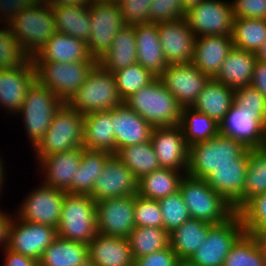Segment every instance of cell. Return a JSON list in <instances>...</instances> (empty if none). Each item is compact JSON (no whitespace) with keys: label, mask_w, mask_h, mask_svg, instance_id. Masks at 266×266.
Returning <instances> with one entry per match:
<instances>
[{"label":"cell","mask_w":266,"mask_h":266,"mask_svg":"<svg viewBox=\"0 0 266 266\" xmlns=\"http://www.w3.org/2000/svg\"><path fill=\"white\" fill-rule=\"evenodd\" d=\"M4 253L3 266H39L38 261L24 256L18 252H14L8 248L2 251Z\"/></svg>","instance_id":"obj_54"},{"label":"cell","mask_w":266,"mask_h":266,"mask_svg":"<svg viewBox=\"0 0 266 266\" xmlns=\"http://www.w3.org/2000/svg\"><path fill=\"white\" fill-rule=\"evenodd\" d=\"M149 22H170L185 17L182 0H152L148 9Z\"/></svg>","instance_id":"obj_49"},{"label":"cell","mask_w":266,"mask_h":266,"mask_svg":"<svg viewBox=\"0 0 266 266\" xmlns=\"http://www.w3.org/2000/svg\"><path fill=\"white\" fill-rule=\"evenodd\" d=\"M67 103L84 116L111 110L124 101L119 95L114 74L98 63Z\"/></svg>","instance_id":"obj_5"},{"label":"cell","mask_w":266,"mask_h":266,"mask_svg":"<svg viewBox=\"0 0 266 266\" xmlns=\"http://www.w3.org/2000/svg\"><path fill=\"white\" fill-rule=\"evenodd\" d=\"M250 85L256 88L266 99V63L256 61Z\"/></svg>","instance_id":"obj_55"},{"label":"cell","mask_w":266,"mask_h":266,"mask_svg":"<svg viewBox=\"0 0 266 266\" xmlns=\"http://www.w3.org/2000/svg\"><path fill=\"white\" fill-rule=\"evenodd\" d=\"M1 17L29 59L57 32L52 8L42 0H5Z\"/></svg>","instance_id":"obj_1"},{"label":"cell","mask_w":266,"mask_h":266,"mask_svg":"<svg viewBox=\"0 0 266 266\" xmlns=\"http://www.w3.org/2000/svg\"><path fill=\"white\" fill-rule=\"evenodd\" d=\"M231 38L234 47L256 54L266 40V20L234 18Z\"/></svg>","instance_id":"obj_39"},{"label":"cell","mask_w":266,"mask_h":266,"mask_svg":"<svg viewBox=\"0 0 266 266\" xmlns=\"http://www.w3.org/2000/svg\"><path fill=\"white\" fill-rule=\"evenodd\" d=\"M91 59L87 43L65 33L56 32L32 61L69 63Z\"/></svg>","instance_id":"obj_27"},{"label":"cell","mask_w":266,"mask_h":266,"mask_svg":"<svg viewBox=\"0 0 266 266\" xmlns=\"http://www.w3.org/2000/svg\"><path fill=\"white\" fill-rule=\"evenodd\" d=\"M120 97L124 101L131 94L150 84L156 77L138 62L113 73Z\"/></svg>","instance_id":"obj_44"},{"label":"cell","mask_w":266,"mask_h":266,"mask_svg":"<svg viewBox=\"0 0 266 266\" xmlns=\"http://www.w3.org/2000/svg\"><path fill=\"white\" fill-rule=\"evenodd\" d=\"M81 266H97L93 262H91L89 259Z\"/></svg>","instance_id":"obj_64"},{"label":"cell","mask_w":266,"mask_h":266,"mask_svg":"<svg viewBox=\"0 0 266 266\" xmlns=\"http://www.w3.org/2000/svg\"><path fill=\"white\" fill-rule=\"evenodd\" d=\"M116 152L123 147L150 141L153 127L125 103L111 109Z\"/></svg>","instance_id":"obj_23"},{"label":"cell","mask_w":266,"mask_h":266,"mask_svg":"<svg viewBox=\"0 0 266 266\" xmlns=\"http://www.w3.org/2000/svg\"><path fill=\"white\" fill-rule=\"evenodd\" d=\"M82 147L88 150L116 153L111 110L84 115Z\"/></svg>","instance_id":"obj_30"},{"label":"cell","mask_w":266,"mask_h":266,"mask_svg":"<svg viewBox=\"0 0 266 266\" xmlns=\"http://www.w3.org/2000/svg\"><path fill=\"white\" fill-rule=\"evenodd\" d=\"M57 238V228L22 221L14 216L9 229L8 249L39 261L42 253Z\"/></svg>","instance_id":"obj_16"},{"label":"cell","mask_w":266,"mask_h":266,"mask_svg":"<svg viewBox=\"0 0 266 266\" xmlns=\"http://www.w3.org/2000/svg\"><path fill=\"white\" fill-rule=\"evenodd\" d=\"M185 19L196 37L231 35L234 15L229 0H203L186 12Z\"/></svg>","instance_id":"obj_14"},{"label":"cell","mask_w":266,"mask_h":266,"mask_svg":"<svg viewBox=\"0 0 266 266\" xmlns=\"http://www.w3.org/2000/svg\"><path fill=\"white\" fill-rule=\"evenodd\" d=\"M249 149L240 141L218 133L189 147L187 175L206 179L224 165H248Z\"/></svg>","instance_id":"obj_2"},{"label":"cell","mask_w":266,"mask_h":266,"mask_svg":"<svg viewBox=\"0 0 266 266\" xmlns=\"http://www.w3.org/2000/svg\"><path fill=\"white\" fill-rule=\"evenodd\" d=\"M233 102L244 110L266 111L265 97L251 85L235 89Z\"/></svg>","instance_id":"obj_51"},{"label":"cell","mask_w":266,"mask_h":266,"mask_svg":"<svg viewBox=\"0 0 266 266\" xmlns=\"http://www.w3.org/2000/svg\"><path fill=\"white\" fill-rule=\"evenodd\" d=\"M83 147L48 156H36L40 173L44 174L42 183L72 194V178L81 162Z\"/></svg>","instance_id":"obj_22"},{"label":"cell","mask_w":266,"mask_h":266,"mask_svg":"<svg viewBox=\"0 0 266 266\" xmlns=\"http://www.w3.org/2000/svg\"><path fill=\"white\" fill-rule=\"evenodd\" d=\"M1 8H2V2L0 1V12H1ZM0 15H1V13H0Z\"/></svg>","instance_id":"obj_65"},{"label":"cell","mask_w":266,"mask_h":266,"mask_svg":"<svg viewBox=\"0 0 266 266\" xmlns=\"http://www.w3.org/2000/svg\"><path fill=\"white\" fill-rule=\"evenodd\" d=\"M31 190L19 204L15 216L22 221L49 225L57 228L66 191L44 183Z\"/></svg>","instance_id":"obj_13"},{"label":"cell","mask_w":266,"mask_h":266,"mask_svg":"<svg viewBox=\"0 0 266 266\" xmlns=\"http://www.w3.org/2000/svg\"><path fill=\"white\" fill-rule=\"evenodd\" d=\"M91 21L90 39L87 43L89 55L97 60L110 49L113 39L126 26L118 4L91 0L89 3Z\"/></svg>","instance_id":"obj_10"},{"label":"cell","mask_w":266,"mask_h":266,"mask_svg":"<svg viewBox=\"0 0 266 266\" xmlns=\"http://www.w3.org/2000/svg\"><path fill=\"white\" fill-rule=\"evenodd\" d=\"M245 233L240 215L236 212L223 224L214 225L206 240L189 260L196 266H223L232 246Z\"/></svg>","instance_id":"obj_11"},{"label":"cell","mask_w":266,"mask_h":266,"mask_svg":"<svg viewBox=\"0 0 266 266\" xmlns=\"http://www.w3.org/2000/svg\"><path fill=\"white\" fill-rule=\"evenodd\" d=\"M35 80L32 59L16 68L0 70V105L7 111L5 113L13 116L20 111L27 90Z\"/></svg>","instance_id":"obj_21"},{"label":"cell","mask_w":266,"mask_h":266,"mask_svg":"<svg viewBox=\"0 0 266 266\" xmlns=\"http://www.w3.org/2000/svg\"><path fill=\"white\" fill-rule=\"evenodd\" d=\"M63 103L53 91L37 80L28 88L21 109L16 116H22L27 139L33 148L44 137L54 114Z\"/></svg>","instance_id":"obj_7"},{"label":"cell","mask_w":266,"mask_h":266,"mask_svg":"<svg viewBox=\"0 0 266 266\" xmlns=\"http://www.w3.org/2000/svg\"><path fill=\"white\" fill-rule=\"evenodd\" d=\"M115 156L118 157L138 179L145 174L161 168L150 141L120 148L115 153Z\"/></svg>","instance_id":"obj_40"},{"label":"cell","mask_w":266,"mask_h":266,"mask_svg":"<svg viewBox=\"0 0 266 266\" xmlns=\"http://www.w3.org/2000/svg\"><path fill=\"white\" fill-rule=\"evenodd\" d=\"M223 266H266V256L250 234L244 233L232 246Z\"/></svg>","instance_id":"obj_43"},{"label":"cell","mask_w":266,"mask_h":266,"mask_svg":"<svg viewBox=\"0 0 266 266\" xmlns=\"http://www.w3.org/2000/svg\"><path fill=\"white\" fill-rule=\"evenodd\" d=\"M45 3H48L50 6H61V5H88L91 0H42Z\"/></svg>","instance_id":"obj_58"},{"label":"cell","mask_w":266,"mask_h":266,"mask_svg":"<svg viewBox=\"0 0 266 266\" xmlns=\"http://www.w3.org/2000/svg\"><path fill=\"white\" fill-rule=\"evenodd\" d=\"M36 80L67 103L88 78L98 61L33 62Z\"/></svg>","instance_id":"obj_9"},{"label":"cell","mask_w":266,"mask_h":266,"mask_svg":"<svg viewBox=\"0 0 266 266\" xmlns=\"http://www.w3.org/2000/svg\"><path fill=\"white\" fill-rule=\"evenodd\" d=\"M203 0H182L183 9L187 12L190 8L198 5Z\"/></svg>","instance_id":"obj_61"},{"label":"cell","mask_w":266,"mask_h":266,"mask_svg":"<svg viewBox=\"0 0 266 266\" xmlns=\"http://www.w3.org/2000/svg\"><path fill=\"white\" fill-rule=\"evenodd\" d=\"M96 234L95 200L89 194L66 193L57 227L58 238L88 244Z\"/></svg>","instance_id":"obj_6"},{"label":"cell","mask_w":266,"mask_h":266,"mask_svg":"<svg viewBox=\"0 0 266 266\" xmlns=\"http://www.w3.org/2000/svg\"><path fill=\"white\" fill-rule=\"evenodd\" d=\"M256 58L258 61L266 63V40L263 42V44L257 51Z\"/></svg>","instance_id":"obj_60"},{"label":"cell","mask_w":266,"mask_h":266,"mask_svg":"<svg viewBox=\"0 0 266 266\" xmlns=\"http://www.w3.org/2000/svg\"><path fill=\"white\" fill-rule=\"evenodd\" d=\"M139 179L113 154L95 180L89 194L95 202L106 198H121L136 195Z\"/></svg>","instance_id":"obj_18"},{"label":"cell","mask_w":266,"mask_h":266,"mask_svg":"<svg viewBox=\"0 0 266 266\" xmlns=\"http://www.w3.org/2000/svg\"><path fill=\"white\" fill-rule=\"evenodd\" d=\"M150 142L162 168L187 174L189 146L179 125L153 128Z\"/></svg>","instance_id":"obj_19"},{"label":"cell","mask_w":266,"mask_h":266,"mask_svg":"<svg viewBox=\"0 0 266 266\" xmlns=\"http://www.w3.org/2000/svg\"><path fill=\"white\" fill-rule=\"evenodd\" d=\"M124 103L153 128L179 125L182 107L159 78L131 94Z\"/></svg>","instance_id":"obj_3"},{"label":"cell","mask_w":266,"mask_h":266,"mask_svg":"<svg viewBox=\"0 0 266 266\" xmlns=\"http://www.w3.org/2000/svg\"><path fill=\"white\" fill-rule=\"evenodd\" d=\"M233 47L231 35L196 37L192 63L202 73L214 78Z\"/></svg>","instance_id":"obj_24"},{"label":"cell","mask_w":266,"mask_h":266,"mask_svg":"<svg viewBox=\"0 0 266 266\" xmlns=\"http://www.w3.org/2000/svg\"><path fill=\"white\" fill-rule=\"evenodd\" d=\"M178 257L171 246L135 259L134 266H175Z\"/></svg>","instance_id":"obj_53"},{"label":"cell","mask_w":266,"mask_h":266,"mask_svg":"<svg viewBox=\"0 0 266 266\" xmlns=\"http://www.w3.org/2000/svg\"><path fill=\"white\" fill-rule=\"evenodd\" d=\"M83 117L64 102L54 114L44 137L33 148L35 156H48L82 147Z\"/></svg>","instance_id":"obj_8"},{"label":"cell","mask_w":266,"mask_h":266,"mask_svg":"<svg viewBox=\"0 0 266 266\" xmlns=\"http://www.w3.org/2000/svg\"><path fill=\"white\" fill-rule=\"evenodd\" d=\"M184 175L181 171L161 167L139 179L137 194L153 200L170 196L179 191Z\"/></svg>","instance_id":"obj_36"},{"label":"cell","mask_w":266,"mask_h":266,"mask_svg":"<svg viewBox=\"0 0 266 266\" xmlns=\"http://www.w3.org/2000/svg\"><path fill=\"white\" fill-rule=\"evenodd\" d=\"M179 126L189 147L198 142L210 140L219 133V123L191 107L181 109Z\"/></svg>","instance_id":"obj_38"},{"label":"cell","mask_w":266,"mask_h":266,"mask_svg":"<svg viewBox=\"0 0 266 266\" xmlns=\"http://www.w3.org/2000/svg\"><path fill=\"white\" fill-rule=\"evenodd\" d=\"M88 256L97 266H133L135 261L127 238L99 233L88 243Z\"/></svg>","instance_id":"obj_26"},{"label":"cell","mask_w":266,"mask_h":266,"mask_svg":"<svg viewBox=\"0 0 266 266\" xmlns=\"http://www.w3.org/2000/svg\"><path fill=\"white\" fill-rule=\"evenodd\" d=\"M159 79L183 108L193 105L211 78L190 62L168 64Z\"/></svg>","instance_id":"obj_17"},{"label":"cell","mask_w":266,"mask_h":266,"mask_svg":"<svg viewBox=\"0 0 266 266\" xmlns=\"http://www.w3.org/2000/svg\"><path fill=\"white\" fill-rule=\"evenodd\" d=\"M213 224L190 218L170 233V246L178 259H189L204 243Z\"/></svg>","instance_id":"obj_34"},{"label":"cell","mask_w":266,"mask_h":266,"mask_svg":"<svg viewBox=\"0 0 266 266\" xmlns=\"http://www.w3.org/2000/svg\"><path fill=\"white\" fill-rule=\"evenodd\" d=\"M134 203L135 195L96 202L97 233L127 238L135 228Z\"/></svg>","instance_id":"obj_15"},{"label":"cell","mask_w":266,"mask_h":266,"mask_svg":"<svg viewBox=\"0 0 266 266\" xmlns=\"http://www.w3.org/2000/svg\"><path fill=\"white\" fill-rule=\"evenodd\" d=\"M248 165L219 166L205 180L238 212L242 208V193Z\"/></svg>","instance_id":"obj_28"},{"label":"cell","mask_w":266,"mask_h":266,"mask_svg":"<svg viewBox=\"0 0 266 266\" xmlns=\"http://www.w3.org/2000/svg\"><path fill=\"white\" fill-rule=\"evenodd\" d=\"M135 227L163 228V217L158 200L135 195L134 203Z\"/></svg>","instance_id":"obj_47"},{"label":"cell","mask_w":266,"mask_h":266,"mask_svg":"<svg viewBox=\"0 0 266 266\" xmlns=\"http://www.w3.org/2000/svg\"><path fill=\"white\" fill-rule=\"evenodd\" d=\"M250 236L255 240L259 250L266 256V227L253 230Z\"/></svg>","instance_id":"obj_57"},{"label":"cell","mask_w":266,"mask_h":266,"mask_svg":"<svg viewBox=\"0 0 266 266\" xmlns=\"http://www.w3.org/2000/svg\"><path fill=\"white\" fill-rule=\"evenodd\" d=\"M0 15V70L16 68L24 64L29 58L23 53V50L11 32L9 24L2 19Z\"/></svg>","instance_id":"obj_46"},{"label":"cell","mask_w":266,"mask_h":266,"mask_svg":"<svg viewBox=\"0 0 266 266\" xmlns=\"http://www.w3.org/2000/svg\"><path fill=\"white\" fill-rule=\"evenodd\" d=\"M230 3L234 18L266 20V0H232Z\"/></svg>","instance_id":"obj_52"},{"label":"cell","mask_w":266,"mask_h":266,"mask_svg":"<svg viewBox=\"0 0 266 266\" xmlns=\"http://www.w3.org/2000/svg\"><path fill=\"white\" fill-rule=\"evenodd\" d=\"M112 155L107 151L83 149L81 162L72 178V194H90L95 180Z\"/></svg>","instance_id":"obj_37"},{"label":"cell","mask_w":266,"mask_h":266,"mask_svg":"<svg viewBox=\"0 0 266 266\" xmlns=\"http://www.w3.org/2000/svg\"><path fill=\"white\" fill-rule=\"evenodd\" d=\"M266 193V147L249 149L242 207L253 197Z\"/></svg>","instance_id":"obj_42"},{"label":"cell","mask_w":266,"mask_h":266,"mask_svg":"<svg viewBox=\"0 0 266 266\" xmlns=\"http://www.w3.org/2000/svg\"><path fill=\"white\" fill-rule=\"evenodd\" d=\"M157 31L167 64L190 63L196 36L184 18L157 23Z\"/></svg>","instance_id":"obj_20"},{"label":"cell","mask_w":266,"mask_h":266,"mask_svg":"<svg viewBox=\"0 0 266 266\" xmlns=\"http://www.w3.org/2000/svg\"><path fill=\"white\" fill-rule=\"evenodd\" d=\"M13 216L14 214L10 215L0 209V246H2V251L8 248L9 229Z\"/></svg>","instance_id":"obj_56"},{"label":"cell","mask_w":266,"mask_h":266,"mask_svg":"<svg viewBox=\"0 0 266 266\" xmlns=\"http://www.w3.org/2000/svg\"><path fill=\"white\" fill-rule=\"evenodd\" d=\"M163 217V229L169 234L190 219L182 194L177 191L158 200Z\"/></svg>","instance_id":"obj_45"},{"label":"cell","mask_w":266,"mask_h":266,"mask_svg":"<svg viewBox=\"0 0 266 266\" xmlns=\"http://www.w3.org/2000/svg\"><path fill=\"white\" fill-rule=\"evenodd\" d=\"M99 1L111 4H119L121 2V0H99Z\"/></svg>","instance_id":"obj_63"},{"label":"cell","mask_w":266,"mask_h":266,"mask_svg":"<svg viewBox=\"0 0 266 266\" xmlns=\"http://www.w3.org/2000/svg\"><path fill=\"white\" fill-rule=\"evenodd\" d=\"M175 266H196L189 259H178Z\"/></svg>","instance_id":"obj_62"},{"label":"cell","mask_w":266,"mask_h":266,"mask_svg":"<svg viewBox=\"0 0 266 266\" xmlns=\"http://www.w3.org/2000/svg\"><path fill=\"white\" fill-rule=\"evenodd\" d=\"M137 46V62L159 78L167 67L156 23L134 25Z\"/></svg>","instance_id":"obj_25"},{"label":"cell","mask_w":266,"mask_h":266,"mask_svg":"<svg viewBox=\"0 0 266 266\" xmlns=\"http://www.w3.org/2000/svg\"><path fill=\"white\" fill-rule=\"evenodd\" d=\"M51 8L57 32L65 33L88 43L91 30L89 4L51 6Z\"/></svg>","instance_id":"obj_32"},{"label":"cell","mask_w":266,"mask_h":266,"mask_svg":"<svg viewBox=\"0 0 266 266\" xmlns=\"http://www.w3.org/2000/svg\"><path fill=\"white\" fill-rule=\"evenodd\" d=\"M219 133L238 140L248 149L266 147V111L241 109L234 102L219 123Z\"/></svg>","instance_id":"obj_12"},{"label":"cell","mask_w":266,"mask_h":266,"mask_svg":"<svg viewBox=\"0 0 266 266\" xmlns=\"http://www.w3.org/2000/svg\"><path fill=\"white\" fill-rule=\"evenodd\" d=\"M256 61L255 53L233 46L213 79L234 90L248 86L253 78Z\"/></svg>","instance_id":"obj_29"},{"label":"cell","mask_w":266,"mask_h":266,"mask_svg":"<svg viewBox=\"0 0 266 266\" xmlns=\"http://www.w3.org/2000/svg\"><path fill=\"white\" fill-rule=\"evenodd\" d=\"M152 0H121L118 4L126 25L149 22L148 9Z\"/></svg>","instance_id":"obj_50"},{"label":"cell","mask_w":266,"mask_h":266,"mask_svg":"<svg viewBox=\"0 0 266 266\" xmlns=\"http://www.w3.org/2000/svg\"><path fill=\"white\" fill-rule=\"evenodd\" d=\"M89 259L88 244L55 239L42 253L39 266H81Z\"/></svg>","instance_id":"obj_35"},{"label":"cell","mask_w":266,"mask_h":266,"mask_svg":"<svg viewBox=\"0 0 266 266\" xmlns=\"http://www.w3.org/2000/svg\"><path fill=\"white\" fill-rule=\"evenodd\" d=\"M137 62L134 25H126L116 34L110 49L98 62L105 70L114 73Z\"/></svg>","instance_id":"obj_33"},{"label":"cell","mask_w":266,"mask_h":266,"mask_svg":"<svg viewBox=\"0 0 266 266\" xmlns=\"http://www.w3.org/2000/svg\"><path fill=\"white\" fill-rule=\"evenodd\" d=\"M233 93L234 89L211 78L191 108L220 123L233 103Z\"/></svg>","instance_id":"obj_31"},{"label":"cell","mask_w":266,"mask_h":266,"mask_svg":"<svg viewBox=\"0 0 266 266\" xmlns=\"http://www.w3.org/2000/svg\"><path fill=\"white\" fill-rule=\"evenodd\" d=\"M246 234L266 227V193L250 199L238 212Z\"/></svg>","instance_id":"obj_48"},{"label":"cell","mask_w":266,"mask_h":266,"mask_svg":"<svg viewBox=\"0 0 266 266\" xmlns=\"http://www.w3.org/2000/svg\"><path fill=\"white\" fill-rule=\"evenodd\" d=\"M5 170V164L4 161L2 159V157L0 156V197L2 195V190H3V186L5 187V176H6V171Z\"/></svg>","instance_id":"obj_59"},{"label":"cell","mask_w":266,"mask_h":266,"mask_svg":"<svg viewBox=\"0 0 266 266\" xmlns=\"http://www.w3.org/2000/svg\"><path fill=\"white\" fill-rule=\"evenodd\" d=\"M179 191L193 219L217 225L225 223L236 213L205 179L185 174L180 182Z\"/></svg>","instance_id":"obj_4"},{"label":"cell","mask_w":266,"mask_h":266,"mask_svg":"<svg viewBox=\"0 0 266 266\" xmlns=\"http://www.w3.org/2000/svg\"><path fill=\"white\" fill-rule=\"evenodd\" d=\"M127 239L134 259L170 246V234L163 228L135 227Z\"/></svg>","instance_id":"obj_41"}]
</instances>
